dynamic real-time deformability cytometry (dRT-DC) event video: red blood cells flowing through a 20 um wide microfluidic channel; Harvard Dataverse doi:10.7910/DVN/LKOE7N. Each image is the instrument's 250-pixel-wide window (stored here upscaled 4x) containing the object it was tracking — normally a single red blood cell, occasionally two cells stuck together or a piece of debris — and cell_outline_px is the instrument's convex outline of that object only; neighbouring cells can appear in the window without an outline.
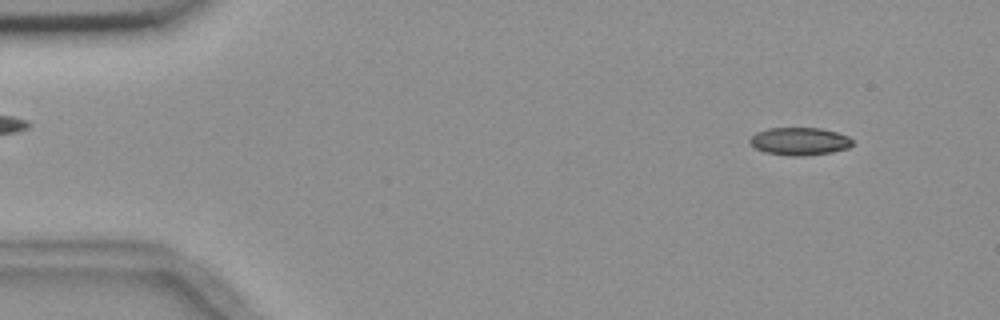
{"species": "common noctule bat (a hibernating species)", "species_latin": "Nyctalus noctula", "temperature_condition": "room temperature", "stored_images_in_passage": 55, "camera_frame_rate_fps": 3000, "um_per_image_px": 0.085, "animal": {"sex": "female", "body_mass_g": 18.4}, "frame": {"image": 1, "passage_image": 5, "time_ms": 1.333, "image_size_px": [1000, 320], "cell_outline_px": [[852, 144], [848, 148], [832, 152], [804, 156], [792, 156], [764, 152], [756, 148], [748, 140], [756, 132], [768, 128], [820, 128], [836, 132], [848, 136], [852, 140]], "centroid_in_image_um": [67.96, 12.01], "position_along_channel_um": 17.0, "area_um2": 16.53}}
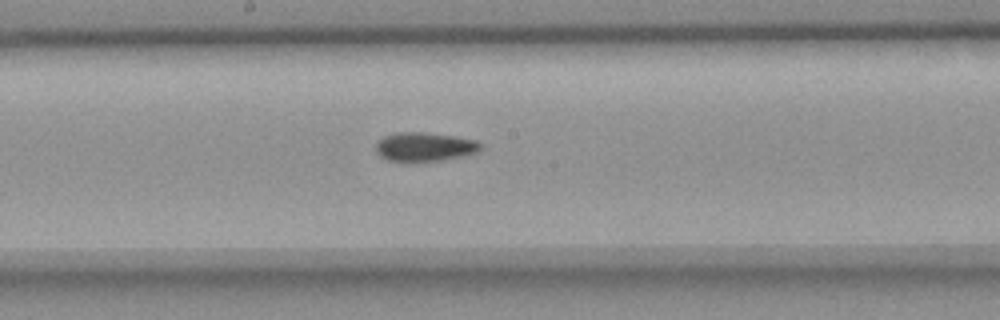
{"frame": {"image": 2, "passage_image": 29, "time_ms": 9.333, "image_size_px": [1000, 320], "cell_outline_px": [[480, 148], [476, 152], [464, 156], [440, 160], [404, 164], [388, 160], [380, 156], [376, 152], [376, 144], [384, 136], [396, 132], [420, 132], [452, 136], [476, 140], [480, 144]], "centroid_in_image_um": [36.02, 12.51], "position_along_channel_um": 212.2, "area_um2": 17.92}}
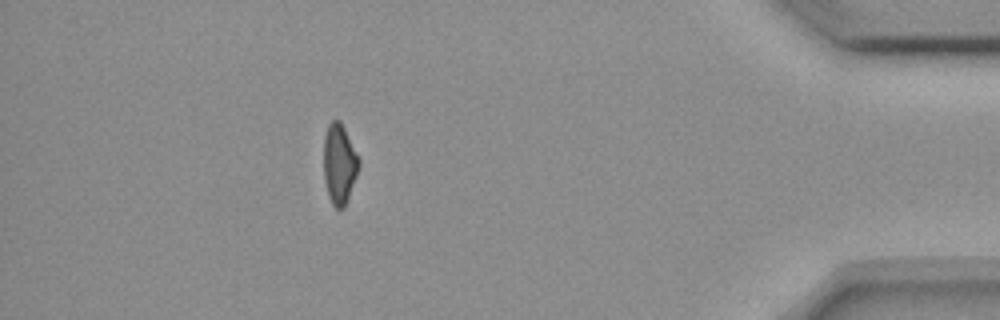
{"frame": {"image": 3, "passage_image": 49, "time_ms": 16.0, "image_size_px": [1000, 320], "cell_outline_px": [[360, 164], [356, 176], [344, 208], [336, 208], [332, 204], [328, 196], [324, 180], [324, 136], [328, 124], [332, 120], [340, 120], [360, 160]], "centroid_in_image_um": [28.83, 13.93], "position_along_channel_um": 406.4, "area_um2": 16.3}, "authors_computed_cell_mechanics": {"area_um2": 17.34, "velocity_mm_per_s": 3.6674, "shape_relaxation_time_tau1_ms": null, "shape_relaxation_time_tau2_ms": 4.6743, "deformation_change_tau1": null, "deformation_change_tau2": 0.0997}}